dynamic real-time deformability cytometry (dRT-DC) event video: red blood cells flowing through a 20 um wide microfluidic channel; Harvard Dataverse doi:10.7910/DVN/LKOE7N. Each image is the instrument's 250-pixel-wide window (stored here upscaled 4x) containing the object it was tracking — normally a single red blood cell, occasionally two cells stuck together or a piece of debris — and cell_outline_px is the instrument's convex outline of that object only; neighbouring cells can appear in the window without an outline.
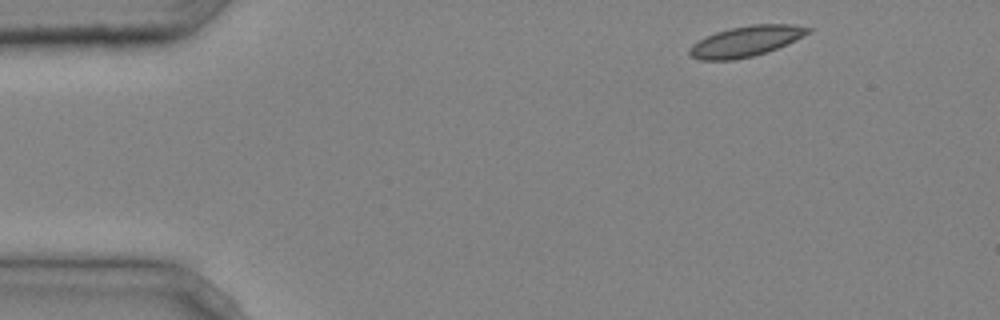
{"species": "common noctule bat (a hibernating species)", "species_latin": "Nyctalus noctula", "temperature_condition": "cold", "stored_images_in_passage": 2, "camera_frame_rate_fps": 3000, "um_per_image_px": 0.085, "animal": {"sex": "male", "body_mass_g": 20.4}, "frame": {"image": 1, "passage_image": 1, "time_ms": 0.0, "image_size_px": [1000, 320], "cell_outline_px": [[812, 28], [804, 36], [788, 44], [752, 56], [732, 60], [700, 60], [692, 56], [688, 52], [688, 48], [692, 44], [716, 32], [728, 28], [752, 24], [792, 24]], "centroid_in_image_um": [63.4, 3.5], "position_along_channel_um": 21.6, "area_um2": 20.92}}